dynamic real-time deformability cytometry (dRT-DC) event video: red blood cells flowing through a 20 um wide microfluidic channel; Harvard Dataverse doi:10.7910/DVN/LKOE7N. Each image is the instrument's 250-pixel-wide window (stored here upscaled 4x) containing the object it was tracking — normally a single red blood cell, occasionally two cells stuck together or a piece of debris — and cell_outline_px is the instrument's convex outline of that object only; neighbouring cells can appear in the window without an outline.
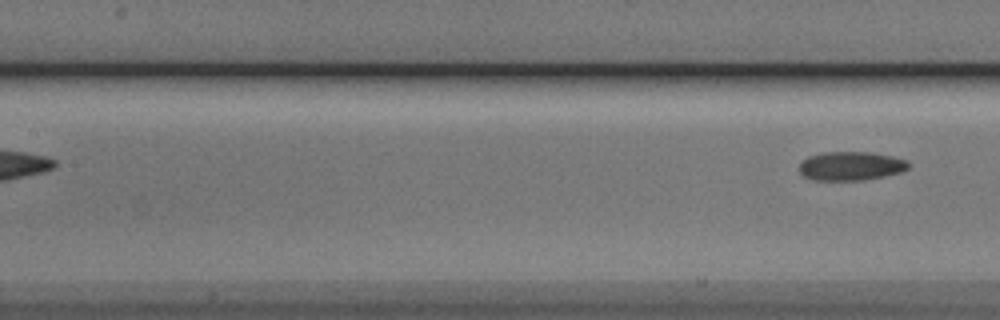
{"species": "Egyptian fruit bat (a non-hibernating species)", "species_latin": "Rousettus aegyptiacus", "temperature_condition": "cold", "stored_images_in_passage": 8, "segment_of_instrument_passage": [2, 2], "camera_frame_rate_fps": 3000, "um_per_image_px": 0.085, "animal": {"sex": "male"}, "frame": {"image": 1, "passage_image": 8, "time_ms": 2.333, "image_size_px": [1000, 320], "cell_outline_px": [[912, 164], [908, 168], [900, 172], [884, 176], [864, 180], [812, 180], [804, 176], [800, 172], [800, 160], [808, 156], [824, 152], [872, 152], [892, 156], [908, 160]], "centroid_in_image_um": [72.33, 14.1], "position_along_channel_um": 135.1, "area_um2": 18.55}}